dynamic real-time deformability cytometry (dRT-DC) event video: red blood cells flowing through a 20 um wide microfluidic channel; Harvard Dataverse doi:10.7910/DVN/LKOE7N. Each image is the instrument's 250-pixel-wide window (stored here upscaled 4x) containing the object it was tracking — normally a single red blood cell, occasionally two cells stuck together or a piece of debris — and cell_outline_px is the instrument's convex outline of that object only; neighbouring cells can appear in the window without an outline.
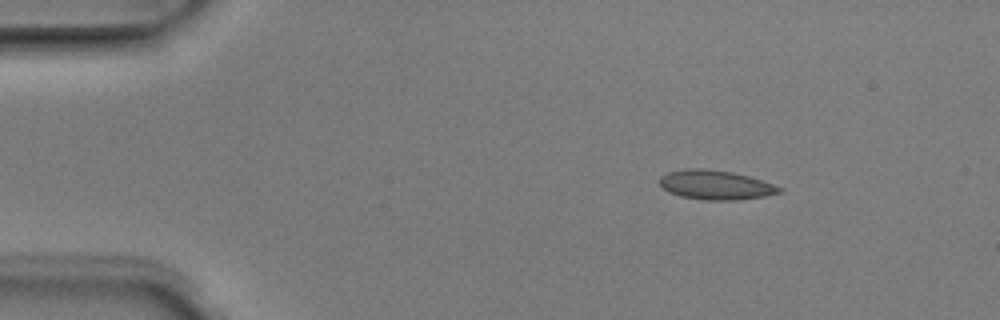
{"species": "Egyptian fruit bat (a non-hibernating species)", "species_latin": "Rousettus aegyptiacus", "temperature_condition": "room temperature", "stored_images_in_passage": 3, "camera_frame_rate_fps": 3000, "um_per_image_px": 0.085, "animal": {"sex": "male"}, "frame": {"image": 1, "passage_image": 1, "time_ms": 0.0, "image_size_px": [1000, 320], "cell_outline_px": [[784, 192], [764, 196], [736, 200], [704, 200], [680, 196], [668, 192], [660, 184], [660, 176], [668, 172], [684, 168], [704, 168], [732, 172], [748, 176], [784, 188]], "centroid_in_image_um": [60.82, 15.72], "position_along_channel_um": 24.2, "area_um2": 20.52}}